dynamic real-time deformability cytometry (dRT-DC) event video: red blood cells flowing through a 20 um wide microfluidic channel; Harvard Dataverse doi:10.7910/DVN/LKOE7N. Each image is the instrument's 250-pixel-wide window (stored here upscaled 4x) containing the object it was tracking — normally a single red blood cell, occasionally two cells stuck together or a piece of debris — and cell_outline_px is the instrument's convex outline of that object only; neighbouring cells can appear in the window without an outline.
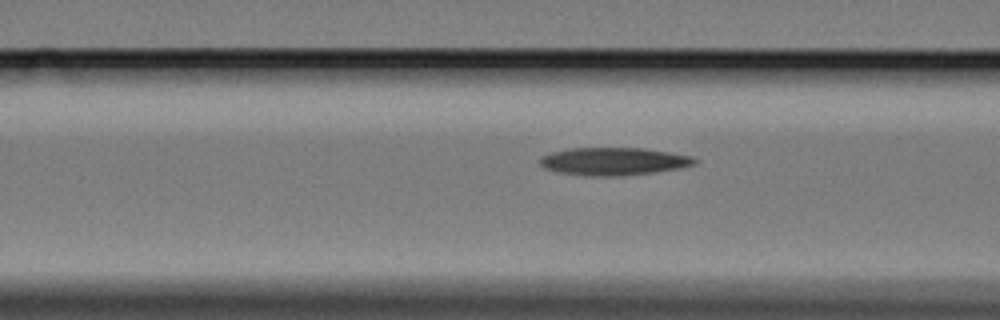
{"species": "Egyptian fruit bat (a non-hibernating species)", "species_latin": "Rousettus aegyptiacus", "temperature_condition": "cold", "stored_images_in_passage": 18, "camera_frame_rate_fps": 3000, "um_per_image_px": 0.085, "animal": {"sex": "female"}, "frame": {"image": 1, "passage_image": 15, "time_ms": 4.667, "image_size_px": [1000, 320], "cell_outline_px": [[700, 160], [696, 164], [680, 168], [652, 172], [620, 176], [592, 176], [556, 172], [544, 168], [540, 164], [540, 156], [552, 152], [572, 148], [644, 148], [692, 156]], "centroid_in_image_um": [52.17, 13.71], "position_along_channel_um": 114.4, "area_um2": 25.03}}